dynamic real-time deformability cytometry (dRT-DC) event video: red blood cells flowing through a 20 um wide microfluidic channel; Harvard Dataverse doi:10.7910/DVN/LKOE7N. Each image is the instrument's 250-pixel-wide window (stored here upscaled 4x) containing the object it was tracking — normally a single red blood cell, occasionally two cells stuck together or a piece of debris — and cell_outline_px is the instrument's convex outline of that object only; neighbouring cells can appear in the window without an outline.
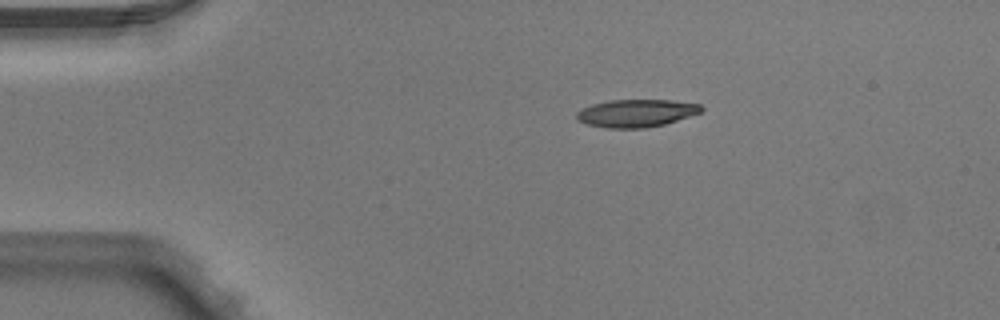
{"species": "Egyptian fruit bat (a non-hibernating species)", "species_latin": "Rousettus aegyptiacus", "temperature_condition": "warm", "stored_images_in_passage": 5, "camera_frame_rate_fps": 3000, "um_per_image_px": 0.085, "animal": {"sex": "male"}, "frame": {"image": 1, "passage_image": 5, "time_ms": 1.333, "image_size_px": [1000, 320], "cell_outline_px": [[704, 108], [700, 112], [664, 124], [644, 128], [604, 128], [588, 124], [576, 120], [576, 112], [580, 108], [592, 104], [608, 100], [672, 100], [700, 104]], "centroid_in_image_um": [54.02, 9.61], "position_along_channel_um": 31.0, "area_um2": 20.11}}